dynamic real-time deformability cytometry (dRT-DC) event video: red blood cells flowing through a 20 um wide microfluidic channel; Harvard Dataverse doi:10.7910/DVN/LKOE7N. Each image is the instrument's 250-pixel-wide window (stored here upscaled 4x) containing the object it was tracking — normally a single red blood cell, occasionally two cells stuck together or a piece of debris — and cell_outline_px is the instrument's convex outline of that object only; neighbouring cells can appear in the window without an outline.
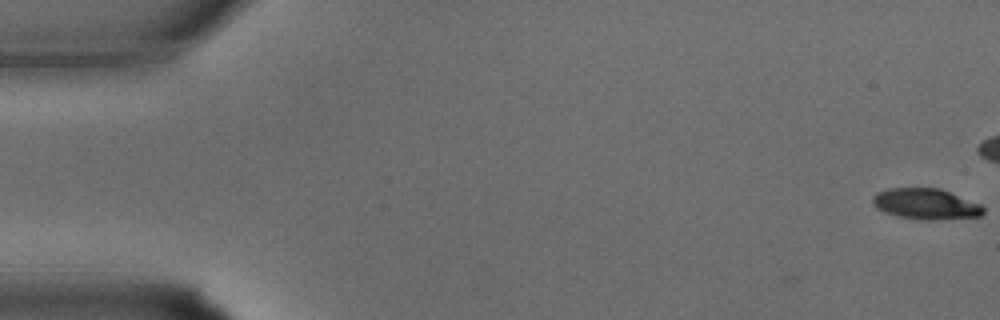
{"species": "common noctule bat (a hibernating species)", "species_latin": "Nyctalus noctula", "temperature_condition": "warm", "stored_images_in_passage": 16, "camera_frame_rate_fps": 3000, "um_per_image_px": 0.085, "animal": {"sex": "male", "body_mass_g": 15.6}, "frame": {"image": 1, "passage_image": 1, "time_ms": 0.0, "image_size_px": [1000, 320], "cell_outline_px": [[984, 212], [980, 216], [932, 220], [920, 220], [896, 216], [884, 212], [876, 208], [872, 204], [872, 196], [876, 192], [888, 188], [940, 188], [980, 204], [984, 208]], "centroid_in_image_um": [78.64, 17.34], "position_along_channel_um": 6.4, "area_um2": 20.0}}
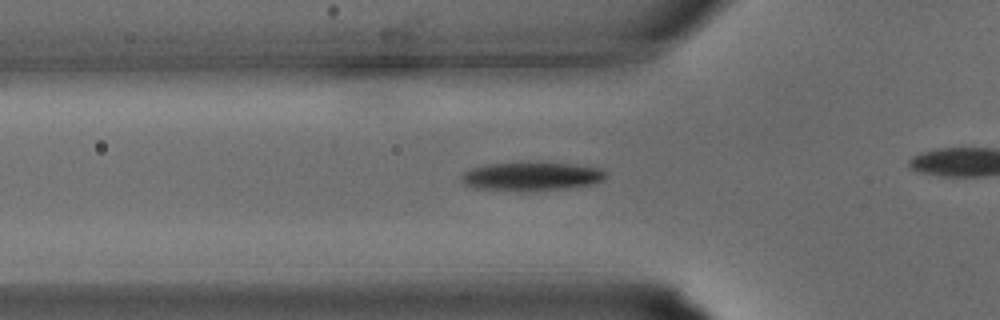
{"frame": {"image": 2, "passage_image": 12, "time_ms": 3.667, "image_size_px": [1000, 320], "cell_outline_px": [[608, 176], [604, 180], [592, 184], [568, 188], [532, 192], [476, 188], [464, 184], [460, 180], [460, 176], [464, 172], [472, 168], [488, 164], [536, 160], [572, 164], [600, 168], [608, 172]], "centroid_in_image_um": [45.21, 14.97], "position_along_channel_um": 80.6, "area_um2": 25.09}}
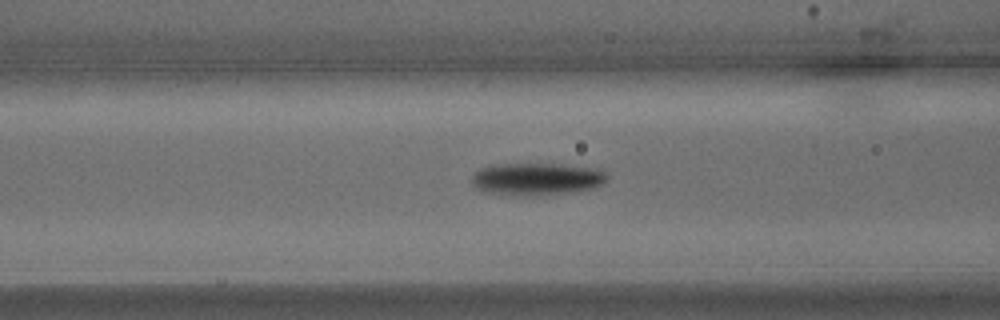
{"frame": {"image": 3, "passage_image": 14, "time_ms": 4.333, "image_size_px": [1000, 320], "cell_outline_px": [[608, 180], [604, 184], [592, 188], [572, 192], [532, 196], [512, 196], [488, 192], [472, 184], [472, 172], [480, 168], [492, 164], [560, 164], [596, 168], [604, 172], [608, 176]], "centroid_in_image_um": [45.62, 15.21], "position_along_channel_um": 121.0, "area_um2": 25.78}}